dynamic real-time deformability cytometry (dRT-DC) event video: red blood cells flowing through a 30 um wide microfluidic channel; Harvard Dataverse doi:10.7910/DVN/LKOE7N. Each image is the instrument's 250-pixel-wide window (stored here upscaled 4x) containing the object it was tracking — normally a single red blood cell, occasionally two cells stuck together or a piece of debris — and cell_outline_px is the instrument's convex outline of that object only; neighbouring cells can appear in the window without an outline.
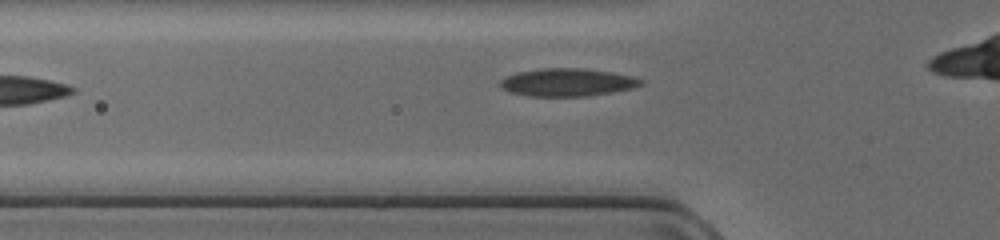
{"species": "common noctule bat (a hibernating species)", "species_latin": "Nyctalus noctula", "temperature_condition": "cold", "stored_images_in_passage": 22, "camera_frame_rate_fps": 3000, "um_per_image_px": 0.085, "animal": {"sex": "female", "body_mass_g": 17.0, "forearm_length_mm": 48.0}, "frame": {"image": 1, "passage_image": 4, "time_ms": 1.0, "image_size_px": [1000, 240], "cell_outline_px": [[644, 84], [632, 88], [612, 92], [588, 96], [528, 96], [508, 92], [500, 88], [496, 84], [504, 76], [516, 72], [540, 68], [584, 68], [612, 72], [632, 76], [644, 80]], "centroid_in_image_um": [48.16, 6.99], "position_along_channel_um": 77.6, "area_um2": 23.24}}
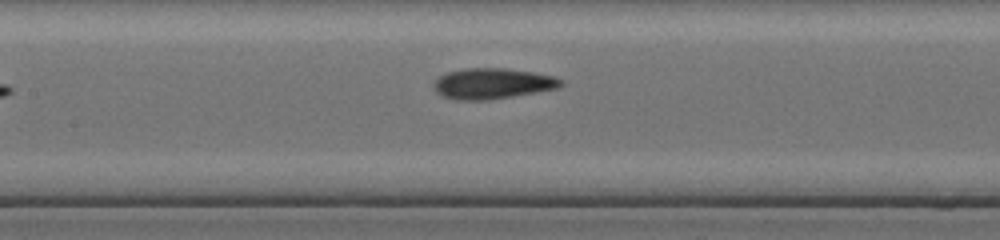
{"frame": {"image": 2, "passage_image": 10, "time_ms": 3.0, "image_size_px": [1000, 240], "cell_outline_px": [[564, 84], [560, 88], [488, 100], [456, 100], [444, 96], [436, 92], [432, 88], [432, 84], [440, 76], [448, 72], [468, 68], [504, 68], [532, 72], [556, 76], [564, 80]], "centroid_in_image_um": [41.89, 7.1], "position_along_channel_um": 165.5, "area_um2": 22.83}}
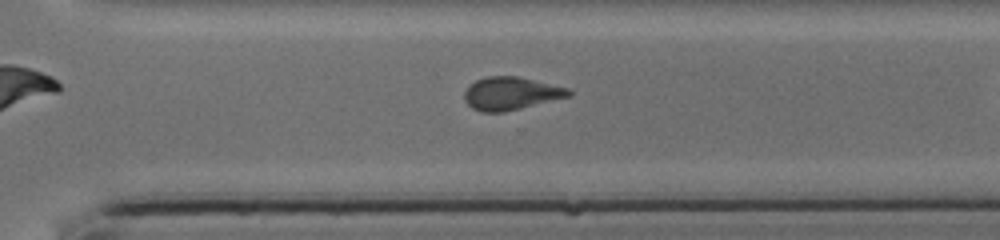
{"frame": {"image": 3, "passage_image": 18, "time_ms": 5.667, "image_size_px": [1000, 240], "cell_outline_px": [[572, 92], [568, 96], [504, 112], [480, 112], [472, 108], [464, 100], [464, 92], [476, 80], [488, 76], [516, 76], [568, 88]], "centroid_in_image_um": [43.38, 7.95], "position_along_channel_um": 327.2, "area_um2": 19.59}}